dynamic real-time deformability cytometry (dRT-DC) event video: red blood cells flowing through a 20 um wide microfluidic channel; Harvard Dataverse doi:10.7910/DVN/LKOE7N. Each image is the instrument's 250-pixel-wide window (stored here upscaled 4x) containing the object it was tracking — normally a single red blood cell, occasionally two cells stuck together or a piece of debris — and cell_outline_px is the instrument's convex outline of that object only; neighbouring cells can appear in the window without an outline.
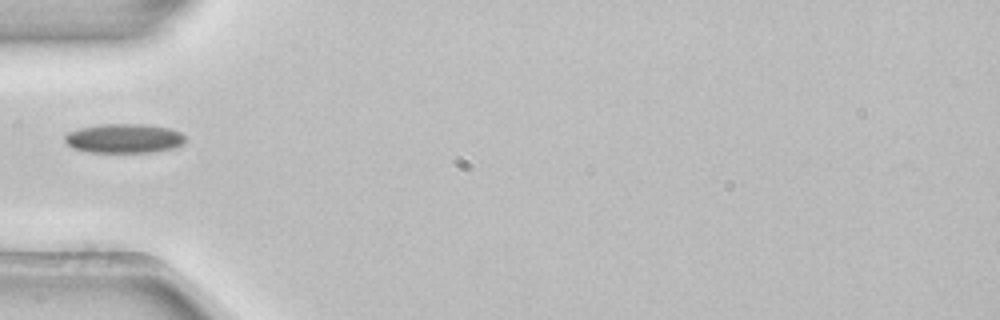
{"species": "common noctule bat (a hibernating species)", "species_latin": "Nyctalus noctula", "temperature_condition": "room temperature", "stored_images_in_passage": 7, "camera_frame_rate_fps": 3000, "um_per_image_px": 0.085, "animal": {"sex": "female", "body_mass_g": 22.7, "forearm_length_mm": 54.2}, "frame": {"image": 1, "passage_image": 1, "time_ms": 0.0, "image_size_px": [1000, 320], "cell_outline_px": [[184, 144], [176, 148], [152, 152], [88, 152], [72, 148], [64, 140], [64, 136], [68, 132], [80, 128], [100, 124], [144, 124], [172, 128], [180, 132], [184, 136]], "centroid_in_image_um": [10.56, 11.76], "position_along_channel_um": 74.4, "area_um2": 20.75}}